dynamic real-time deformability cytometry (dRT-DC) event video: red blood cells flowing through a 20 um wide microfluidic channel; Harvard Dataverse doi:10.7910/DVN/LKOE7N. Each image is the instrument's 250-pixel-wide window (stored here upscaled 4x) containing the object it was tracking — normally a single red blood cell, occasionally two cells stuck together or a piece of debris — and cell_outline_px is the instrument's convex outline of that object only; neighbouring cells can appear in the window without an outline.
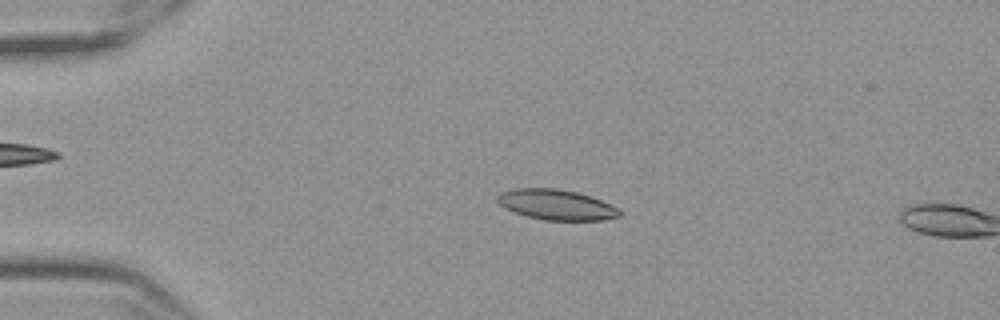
{"species": "Egyptian fruit bat (a non-hibernating species)", "species_latin": "Rousettus aegyptiacus", "temperature_condition": "cold", "stored_images_in_passage": 15, "camera_frame_rate_fps": 3000, "um_per_image_px": 0.085, "frame": {"image": 1, "passage_image": 13, "time_ms": 4.0, "image_size_px": [1000, 320], "cell_outline_px": [[624, 212], [620, 216], [604, 220], [544, 220], [528, 216], [504, 208], [496, 200], [496, 196], [500, 192], [516, 188], [556, 188], [576, 192], [592, 196]], "centroid_in_image_um": [47.28, 17.39], "position_along_channel_um": 37.7, "area_um2": 21.56}}